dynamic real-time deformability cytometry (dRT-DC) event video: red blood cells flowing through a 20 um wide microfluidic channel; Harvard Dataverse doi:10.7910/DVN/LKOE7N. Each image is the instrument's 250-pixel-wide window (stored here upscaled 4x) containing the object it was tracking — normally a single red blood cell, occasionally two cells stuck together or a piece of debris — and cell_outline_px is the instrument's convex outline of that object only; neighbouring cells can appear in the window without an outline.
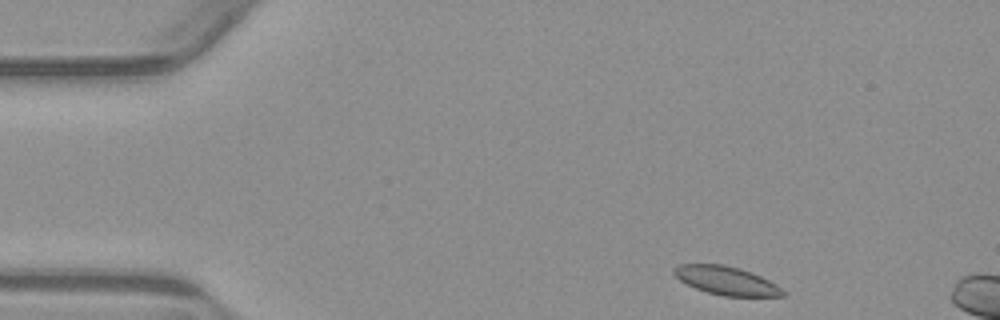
{"species": "common noctule bat (a hibernating species)", "species_latin": "Nyctalus noctula", "temperature_condition": "warm", "stored_images_in_passage": 5, "camera_frame_rate_fps": 3000, "um_per_image_px": 0.085, "animal": {"sex": "male", "body_mass_g": 23.1, "forearm_length_mm": 52.7}, "frame": {"image": 1, "passage_image": 1, "time_ms": 0.0, "image_size_px": [1000, 320], "cell_outline_px": [[788, 292], [784, 296], [724, 296], [708, 292], [696, 288], [680, 280], [672, 272], [672, 268], [680, 264], [724, 264], [740, 268], [752, 272], [776, 284]], "centroid_in_image_um": [61.76, 23.84], "position_along_channel_um": 23.2, "area_um2": 18.09}}